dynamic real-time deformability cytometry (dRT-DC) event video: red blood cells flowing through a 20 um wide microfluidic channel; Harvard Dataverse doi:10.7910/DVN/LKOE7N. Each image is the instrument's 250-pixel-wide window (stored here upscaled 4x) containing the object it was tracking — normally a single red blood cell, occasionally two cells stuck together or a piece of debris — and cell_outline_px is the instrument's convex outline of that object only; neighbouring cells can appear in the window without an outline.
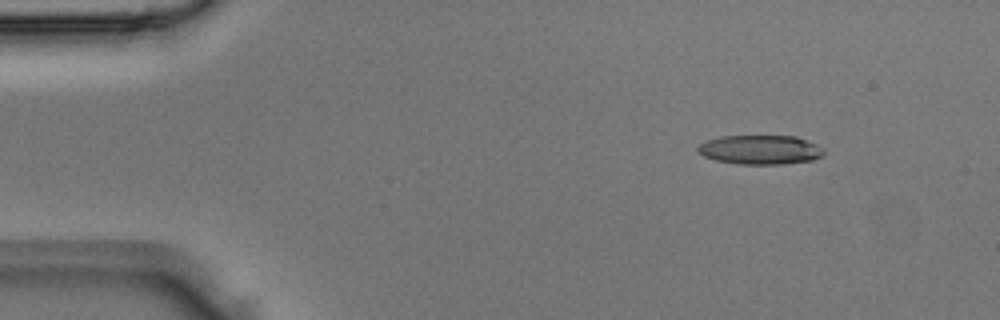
{"species": "Egyptian fruit bat (a non-hibernating species)", "species_latin": "Rousettus aegyptiacus", "temperature_condition": "room temperature", "stored_images_in_passage": 2, "camera_frame_rate_fps": 3000, "um_per_image_px": 0.085, "animal": {"sex": "male"}, "frame": {"image": 1, "passage_image": 2, "time_ms": 0.333, "image_size_px": [1000, 320], "cell_outline_px": [[824, 152], [820, 156], [812, 160], [784, 164], [736, 164], [716, 160], [704, 156], [696, 148], [700, 144], [708, 140], [720, 136], [796, 136], [816, 144], [824, 148]], "centroid_in_image_um": [64.63, 12.73], "position_along_channel_um": 20.4, "area_um2": 21.39}}